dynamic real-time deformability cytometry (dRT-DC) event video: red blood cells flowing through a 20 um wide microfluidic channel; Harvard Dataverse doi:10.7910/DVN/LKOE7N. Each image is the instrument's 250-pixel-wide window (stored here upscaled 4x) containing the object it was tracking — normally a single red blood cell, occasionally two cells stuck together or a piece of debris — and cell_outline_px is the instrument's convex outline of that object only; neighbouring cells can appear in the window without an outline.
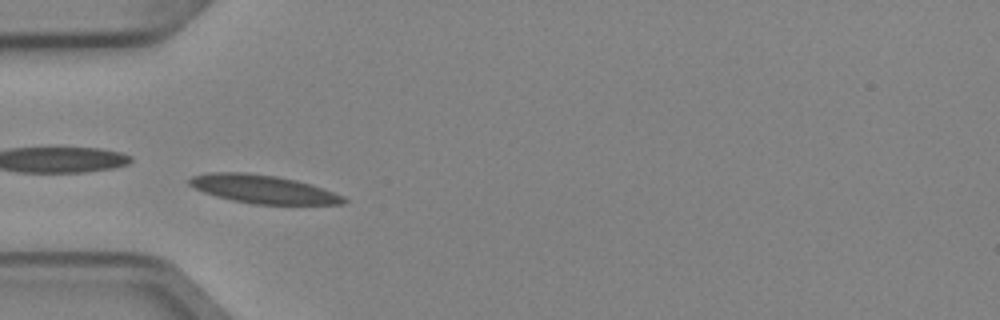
{"species": "Egyptian fruit bat (a non-hibernating species)", "species_latin": "Rousettus aegyptiacus", "temperature_condition": "cold", "stored_images_in_passage": 6, "camera_frame_rate_fps": 3000, "um_per_image_px": 0.085, "animal": {"sex": "female"}, "frame": {"image": 1, "passage_image": 5, "time_ms": 1.333, "image_size_px": [1000, 320], "cell_outline_px": [[348, 200], [344, 204], [252, 204], [232, 200], [216, 196], [204, 192], [188, 184], [188, 180], [192, 176], [208, 172], [244, 172], [276, 176], [296, 180], [312, 184], [324, 188], [344, 196]], "centroid_in_image_um": [22.38, 16.07], "position_along_channel_um": 62.6, "area_um2": 25.49}}
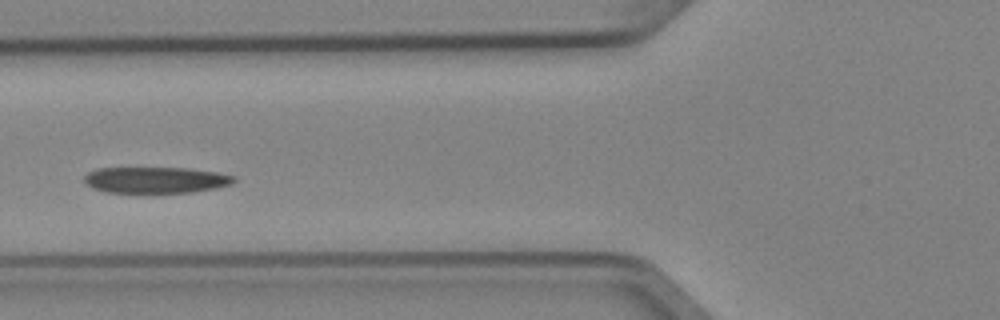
{"frame": {"image": 2, "passage_image": 6, "time_ms": 1.667, "image_size_px": [1000, 320], "cell_outline_px": [[236, 180], [232, 184], [216, 188], [192, 192], [108, 192], [92, 188], [84, 180], [84, 176], [88, 172], [96, 168], [188, 168], [216, 172], [236, 176]], "centroid_in_image_um": [13.26, 15.29], "position_along_channel_um": 112.5, "area_um2": 22.77}}